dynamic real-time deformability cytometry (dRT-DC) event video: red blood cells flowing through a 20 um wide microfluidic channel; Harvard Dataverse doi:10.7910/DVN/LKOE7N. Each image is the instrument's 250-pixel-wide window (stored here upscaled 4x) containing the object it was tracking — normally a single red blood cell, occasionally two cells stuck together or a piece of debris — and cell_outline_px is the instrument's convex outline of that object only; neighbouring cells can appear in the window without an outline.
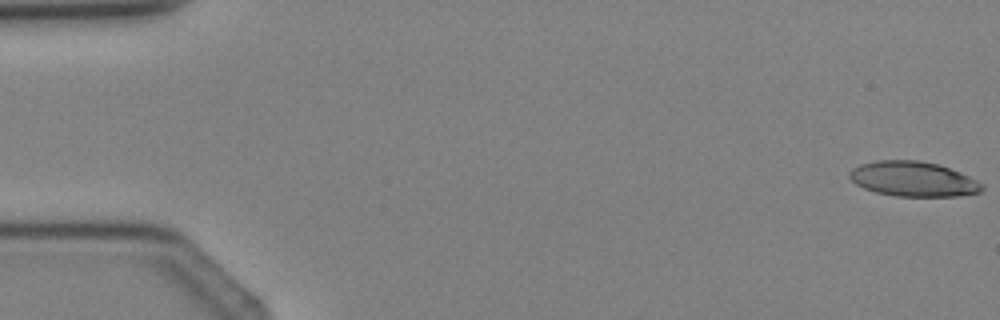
{"species": "Egyptian fruit bat (a non-hibernating species)", "species_latin": "Rousettus aegyptiacus", "temperature_condition": "cold", "stored_images_in_passage": 4, "camera_frame_rate_fps": 3000, "um_per_image_px": 0.085, "animal": {"sex": "female"}, "frame": {"image": 1, "passage_image": 1, "time_ms": 0.0, "image_size_px": [1000, 320], "cell_outline_px": [[984, 188], [980, 192], [960, 196], [896, 196], [876, 192], [864, 188], [856, 184], [848, 176], [848, 172], [852, 168], [860, 164], [876, 160], [916, 160], [936, 164], [960, 172], [984, 184]], "centroid_in_image_um": [77.61, 15.22], "position_along_channel_um": 7.4, "area_um2": 26.93}}
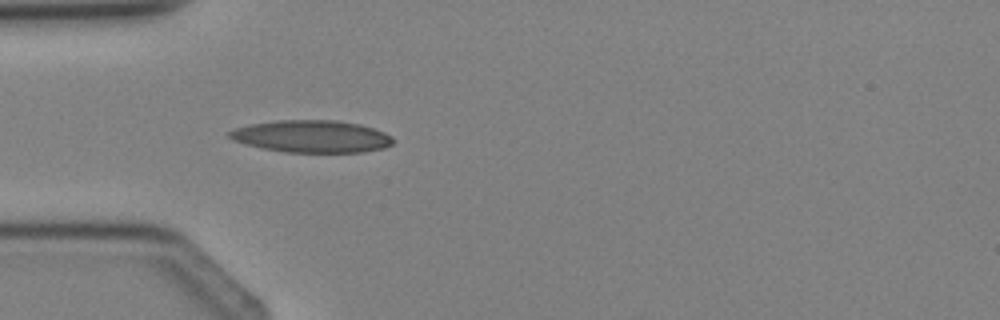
{"frame": {"image": 2, "passage_image": 4, "time_ms": 3.667, "image_size_px": [1000, 320], "cell_outline_px": [[392, 144], [384, 148], [364, 152], [284, 152], [264, 148], [232, 140], [228, 136], [228, 132], [236, 128], [252, 124], [280, 120], [336, 120], [360, 124], [384, 132], [392, 136]], "centroid_in_image_um": [26.52, 11.59], "position_along_channel_um": 58.5, "area_um2": 30.52}}